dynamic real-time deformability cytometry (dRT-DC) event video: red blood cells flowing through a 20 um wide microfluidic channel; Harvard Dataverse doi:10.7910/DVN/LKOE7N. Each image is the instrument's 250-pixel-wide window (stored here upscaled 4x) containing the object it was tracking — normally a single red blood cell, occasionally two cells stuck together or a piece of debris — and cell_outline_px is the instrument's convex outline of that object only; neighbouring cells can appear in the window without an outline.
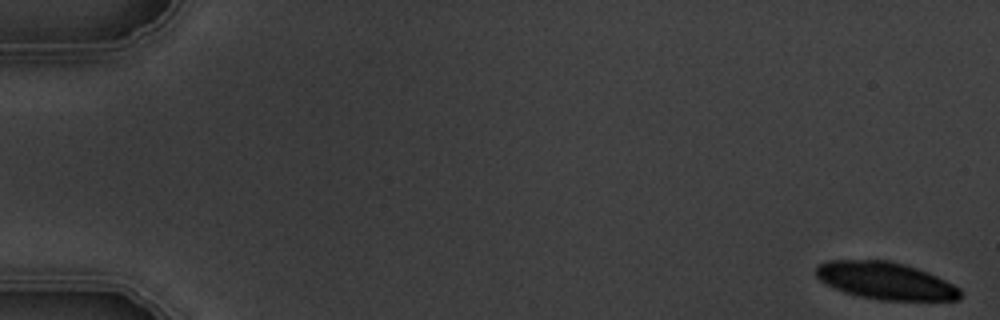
{"species": "common noctule bat (a hibernating species)", "species_latin": "Nyctalus noctula", "temperature_condition": "warm", "stored_images_in_passage": 7, "camera_frame_rate_fps": 3000, "um_per_image_px": 0.085, "animal": {"sex": "male", "body_mass_g": 19.5, "forearm_length_mm": 54.6}, "frame": {"image": 1, "passage_image": 1, "time_ms": 0.0, "image_size_px": [1000, 320], "cell_outline_px": [[960, 300], [880, 300], [860, 296], [844, 292], [820, 280], [816, 276], [816, 264], [828, 260], [892, 260], [916, 268], [936, 276], [960, 288]], "centroid_in_image_um": [75.24, 23.85], "position_along_channel_um": 9.8, "area_um2": 31.15}}